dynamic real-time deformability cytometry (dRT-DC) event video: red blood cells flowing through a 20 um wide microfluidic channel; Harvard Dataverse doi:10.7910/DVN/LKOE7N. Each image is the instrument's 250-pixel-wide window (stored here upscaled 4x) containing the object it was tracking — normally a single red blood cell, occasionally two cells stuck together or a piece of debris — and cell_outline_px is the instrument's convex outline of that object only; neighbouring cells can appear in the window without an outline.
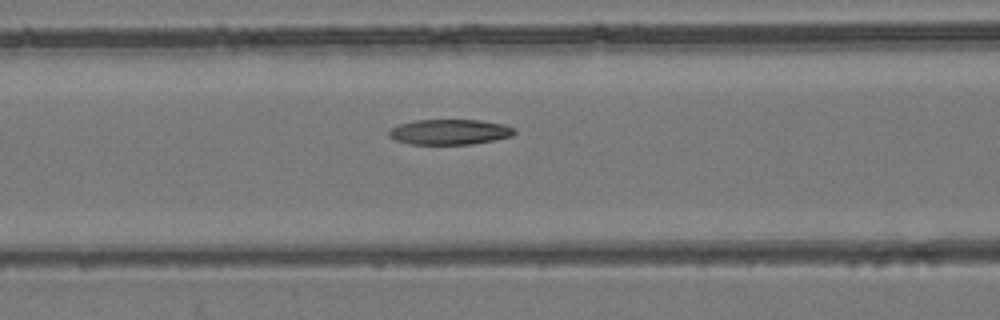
{"species": "common noctule bat (a hibernating species)", "species_latin": "Nyctalus noctula", "temperature_condition": "room temperature", "stored_images_in_passage": 49, "camera_frame_rate_fps": 3000, "um_per_image_px": 0.085, "animal": {"sex": "female", "body_mass_g": 24.6, "forearm_length_mm": 56.2}, "frame": {"image": 1, "passage_image": 21, "time_ms": 6.667, "image_size_px": [1000, 320], "cell_outline_px": [[516, 132], [512, 136], [472, 144], [408, 144], [396, 140], [388, 136], [388, 128], [400, 124], [416, 120], [480, 120], [504, 124], [516, 128]], "centroid_in_image_um": [38.21, 11.21], "position_along_channel_um": 128.4, "area_um2": 18.61}}
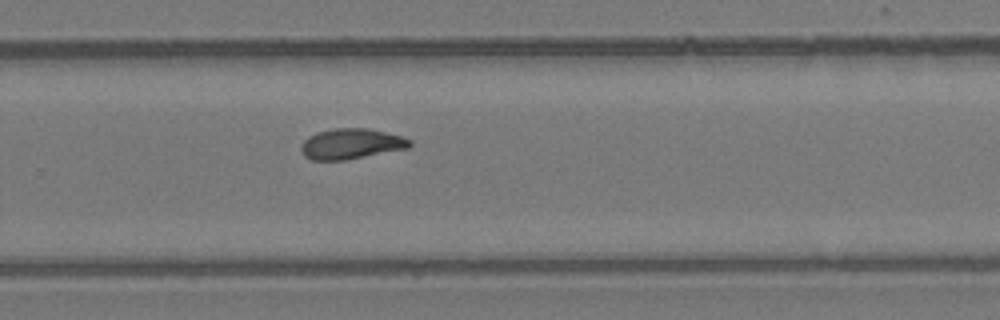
{"frame": {"image": 2, "passage_image": 33, "time_ms": 10.667, "image_size_px": [1000, 320], "cell_outline_px": [[412, 144], [408, 148], [344, 160], [312, 160], [304, 156], [300, 148], [300, 144], [308, 136], [316, 132], [332, 128], [368, 128], [400, 136], [412, 140]], "centroid_in_image_um": [29.8, 12.22], "position_along_channel_um": 300.0, "area_um2": 19.31}}
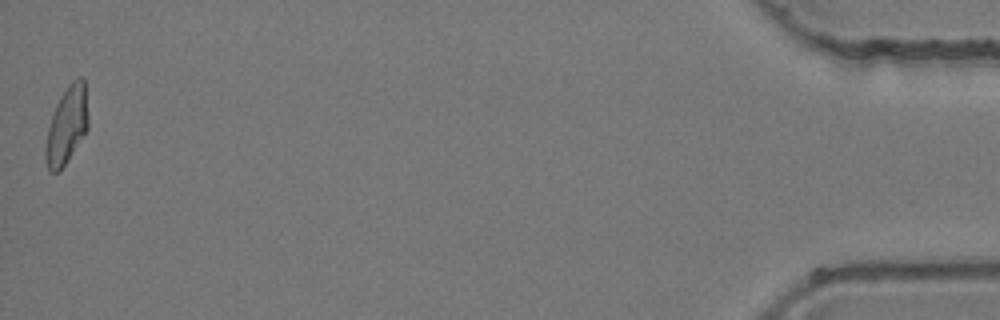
{"frame": {"image": 3, "passage_image": 49, "time_ms": 16.0, "image_size_px": [1000, 320], "cell_outline_px": [[88, 128], [60, 172], [48, 172], [44, 156], [44, 148], [48, 128], [56, 104], [60, 96], [68, 84], [76, 76], [80, 76], [84, 80], [88, 116]], "centroid_in_image_um": [5.66, 10.66], "position_along_channel_um": 429.5, "area_um2": 19.31}}